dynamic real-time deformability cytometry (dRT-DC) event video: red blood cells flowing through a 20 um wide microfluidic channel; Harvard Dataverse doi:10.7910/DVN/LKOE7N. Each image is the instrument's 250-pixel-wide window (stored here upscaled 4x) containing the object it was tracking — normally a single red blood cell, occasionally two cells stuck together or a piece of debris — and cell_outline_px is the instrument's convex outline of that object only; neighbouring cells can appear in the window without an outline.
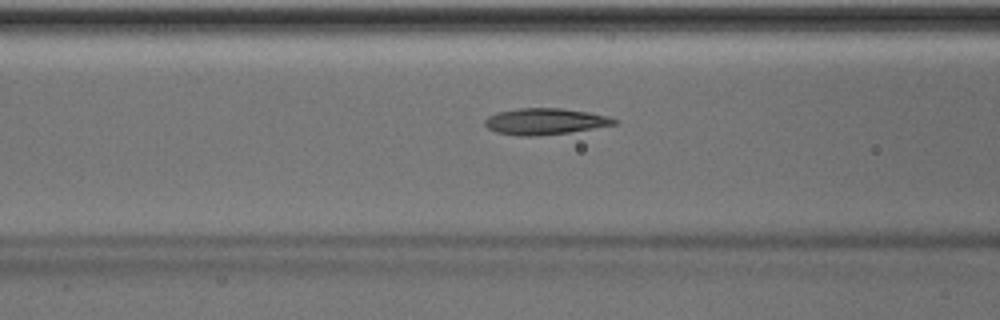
{"species": "Egyptian fruit bat (a non-hibernating species)", "species_latin": "Rousettus aegyptiacus", "temperature_condition": "room temperature", "stored_images_in_passage": 48, "camera_frame_rate_fps": 3000, "um_per_image_px": 0.085, "animal": {"sex": "male"}, "frame": {"image": 1, "passage_image": 18, "time_ms": 5.667, "image_size_px": [1000, 320], "cell_outline_px": [[620, 120], [616, 124], [568, 132], [536, 136], [516, 136], [496, 132], [488, 128], [484, 124], [484, 120], [488, 116], [500, 112], [520, 108], [560, 108], [588, 112], [608, 116]], "centroid_in_image_um": [46.32, 10.32], "position_along_channel_um": 120.3, "area_um2": 19.71}}
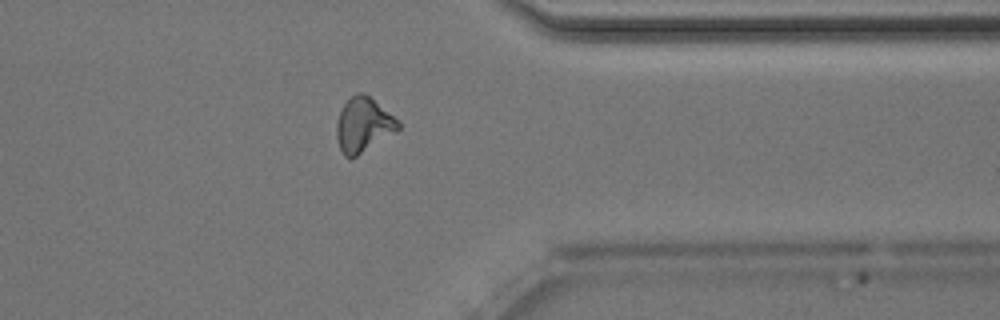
{"frame": {"image": 2, "passage_image": 38, "time_ms": 12.333, "image_size_px": [1000, 320], "cell_outline_px": [[400, 128], [396, 132], [356, 156], [344, 156], [340, 148], [336, 136], [336, 124], [340, 112], [344, 104], [356, 92], [364, 92], [400, 120]], "centroid_in_image_um": [30.91, 10.59], "position_along_channel_um": 380.5, "area_um2": 19.48}}
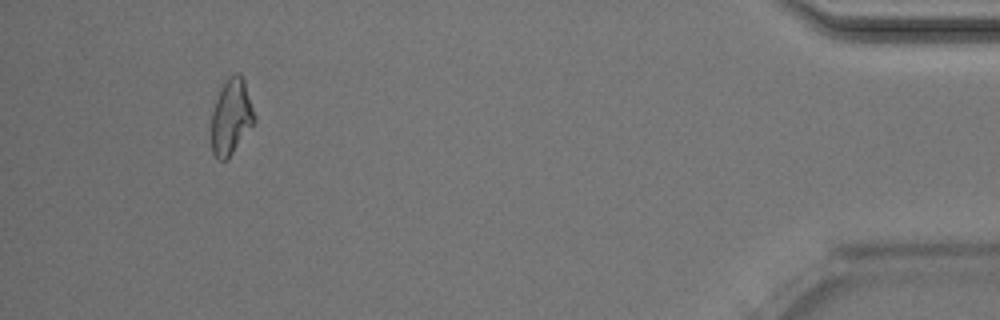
{"frame": {"image": 3, "passage_image": 45, "time_ms": 14.667, "image_size_px": [1000, 320], "cell_outline_px": [[256, 120], [232, 152], [224, 160], [216, 160], [212, 152], [212, 112], [220, 88], [228, 76], [236, 72], [244, 80]], "centroid_in_image_um": [19.63, 9.91], "position_along_channel_um": 415.6, "area_um2": 18.5}, "authors_computed_cell_mechanics": {"area_um2": 19.4208, "velocity_mm_per_s": 4.013, "shape_relaxation_time_tau1_ms": 3.8196, "shape_relaxation_time_tau2_ms": 3.9493, "deformation_change_tau1": 0.1412, "deformation_change_tau2": 0.1166}}